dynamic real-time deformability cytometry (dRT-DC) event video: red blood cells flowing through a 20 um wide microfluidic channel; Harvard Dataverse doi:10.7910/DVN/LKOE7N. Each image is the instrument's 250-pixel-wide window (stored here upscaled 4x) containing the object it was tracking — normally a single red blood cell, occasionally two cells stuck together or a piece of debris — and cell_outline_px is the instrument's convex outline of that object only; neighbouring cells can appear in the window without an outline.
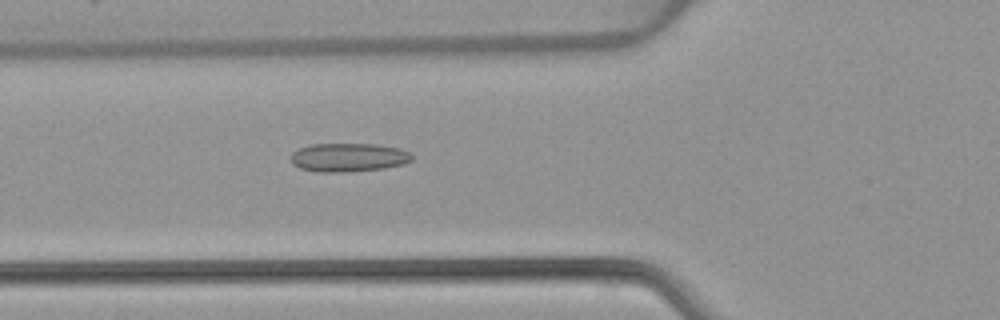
{"species": "common noctule bat (a hibernating species)", "species_latin": "Nyctalus noctula", "temperature_condition": "warm", "stored_images_in_passage": 52, "camera_frame_rate_fps": 3000, "um_per_image_px": 0.085, "animal": {"sex": "female", "body_mass_g": 22.7, "forearm_length_mm": 54.2}, "frame": {"image": 1, "passage_image": 19, "time_ms": 6.0, "image_size_px": [1000, 320], "cell_outline_px": [[412, 160], [404, 164], [384, 168], [348, 172], [320, 172], [300, 168], [292, 164], [292, 152], [300, 148], [312, 144], [376, 144], [400, 148], [408, 152], [412, 156]], "centroid_in_image_um": [29.63, 13.38], "position_along_channel_um": 96.2, "area_um2": 20.17}}
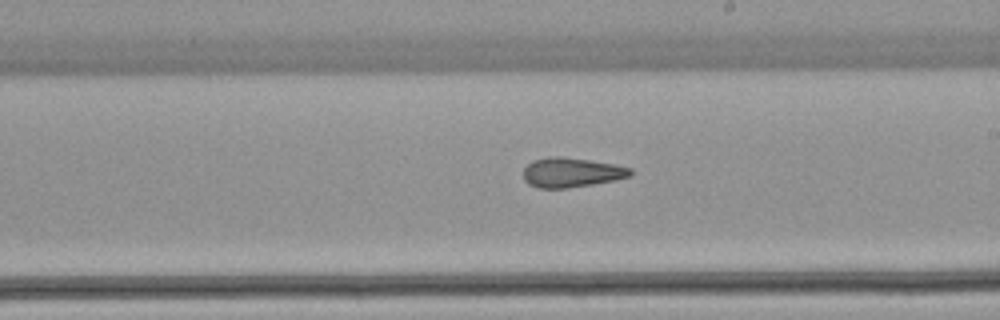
{"frame": {"image": 2, "passage_image": 30, "time_ms": 9.667, "image_size_px": [1000, 320], "cell_outline_px": [[632, 172], [628, 176], [616, 180], [592, 184], [564, 188], [540, 188], [528, 184], [524, 180], [524, 168], [532, 160], [552, 156], [560, 156], [588, 160], [612, 164], [632, 168]], "centroid_in_image_um": [48.54, 14.66], "position_along_channel_um": 240.5, "area_um2": 18.26}}
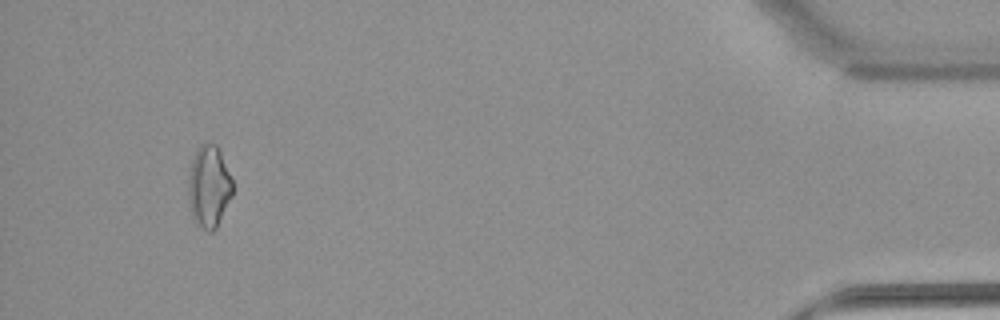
{"frame": {"image": 3, "passage_image": 49, "time_ms": 16.0, "image_size_px": [1000, 320], "cell_outline_px": [[232, 196], [216, 228], [212, 232], [208, 232], [192, 216], [188, 200], [188, 180], [192, 160], [200, 144], [216, 144], [220, 152], [232, 180]], "centroid_in_image_um": [17.75, 15.86], "position_along_channel_um": 417.4, "area_um2": 20.75}, "authors_computed_cell_mechanics": {"area_um2": 19.652, "velocity_mm_per_s": 3.9267, "shape_relaxation_time_tau1_ms": null, "shape_relaxation_time_tau2_ms": 2.7636, "deformation_change_tau1": null, "deformation_change_tau2": 0.1176}}